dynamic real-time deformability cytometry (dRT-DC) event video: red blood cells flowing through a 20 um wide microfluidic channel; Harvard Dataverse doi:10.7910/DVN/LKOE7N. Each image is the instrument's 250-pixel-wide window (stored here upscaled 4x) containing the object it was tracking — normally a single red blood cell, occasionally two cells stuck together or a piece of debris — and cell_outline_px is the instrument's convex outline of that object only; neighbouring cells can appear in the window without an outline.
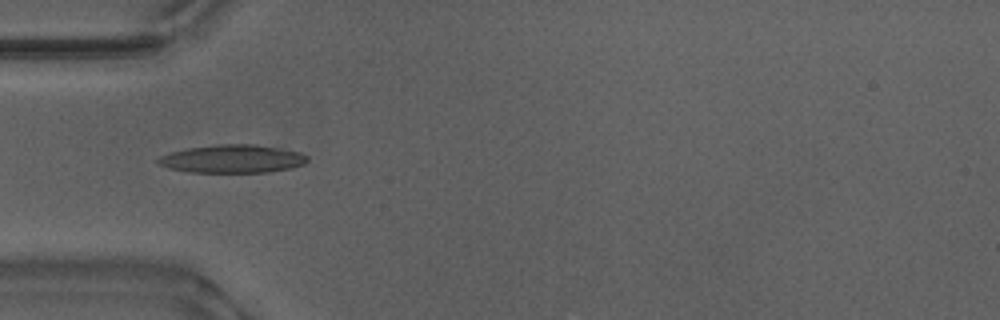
{"species": "Egyptian fruit bat (a non-hibernating species)", "species_latin": "Rousettus aegyptiacus", "temperature_condition": "warm", "stored_images_in_passage": 29, "camera_frame_rate_fps": 3000, "um_per_image_px": 0.085, "animal": {"sex": "male"}, "frame": {"image": 1, "passage_image": 1, "time_ms": 0.0, "image_size_px": [1000, 320], "cell_outline_px": [[308, 160], [304, 164], [288, 168], [268, 172], [188, 172], [168, 168], [160, 164], [156, 160], [160, 156], [168, 152], [188, 148], [216, 144], [252, 144], [280, 148], [300, 152], [308, 156]], "centroid_in_image_um": [19.73, 13.49], "position_along_channel_um": 65.3, "area_um2": 24.45}}
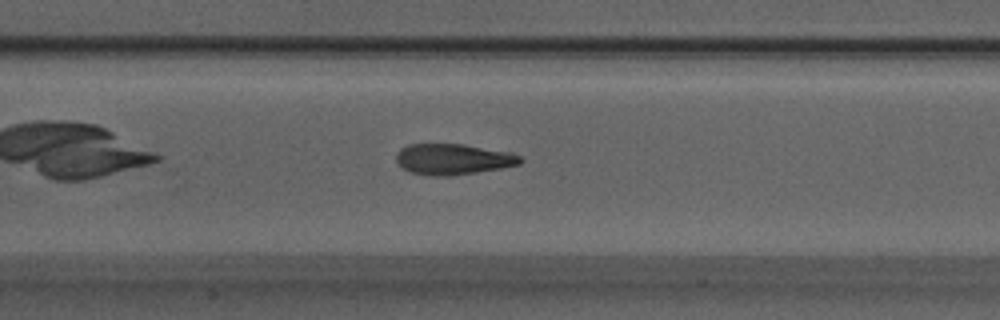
{"frame": {"image": 2, "passage_image": 9, "time_ms": 2.667, "image_size_px": [1000, 320], "cell_outline_px": [[524, 160], [520, 164], [500, 168], [452, 176], [432, 176], [408, 172], [396, 164], [396, 152], [400, 148], [408, 144], [464, 144], [512, 152], [520, 156]], "centroid_in_image_um": [38.48, 13.53], "position_along_channel_um": 168.9, "area_um2": 22.66}, "authors_computed_cell_mechanics": {"area_um2": 22.831, "velocity_mm_per_s": 3.8872, "shape_relaxation_time_tau1_ms": 5.3043, "shape_relaxation_time_tau2_ms": 1.5597, "deformation_change_tau1": 0.2085, "deformation_change_tau2": 0.0934}}